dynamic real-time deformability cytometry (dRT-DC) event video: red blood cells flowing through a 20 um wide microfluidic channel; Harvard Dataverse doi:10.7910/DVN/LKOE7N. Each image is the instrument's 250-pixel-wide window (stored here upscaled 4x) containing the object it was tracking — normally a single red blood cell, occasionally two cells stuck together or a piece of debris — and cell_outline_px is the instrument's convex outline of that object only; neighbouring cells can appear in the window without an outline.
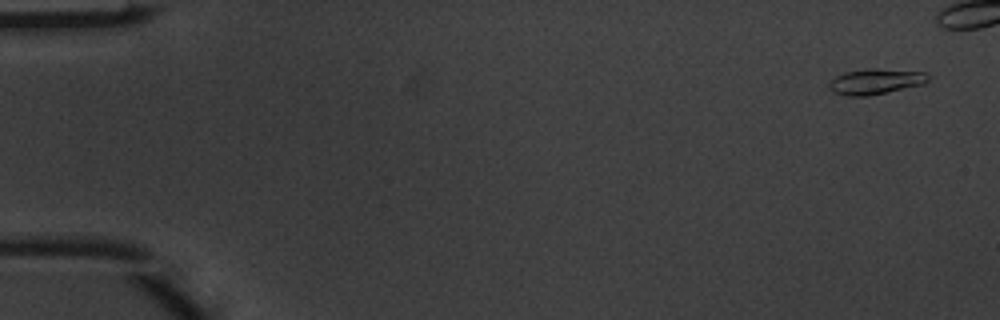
{"species": "common noctule bat (a hibernating species)", "species_latin": "Nyctalus noctula", "temperature_condition": "warm", "stored_images_in_passage": 4, "camera_frame_rate_fps": 3000, "um_per_image_px": 0.085, "animal": {"sex": "male", "body_mass_g": 20.1, "forearm_length_mm": 53.5}, "frame": {"image": 1, "passage_image": 1, "time_ms": 0.0, "image_size_px": [1000, 320], "cell_outline_px": [[928, 80], [924, 84], [868, 96], [848, 96], [832, 92], [828, 84], [836, 76], [844, 72], [864, 68], [872, 68], [924, 72], [928, 76]], "centroid_in_image_um": [74.39, 6.92], "position_along_channel_um": 10.6, "area_um2": 14.68}}